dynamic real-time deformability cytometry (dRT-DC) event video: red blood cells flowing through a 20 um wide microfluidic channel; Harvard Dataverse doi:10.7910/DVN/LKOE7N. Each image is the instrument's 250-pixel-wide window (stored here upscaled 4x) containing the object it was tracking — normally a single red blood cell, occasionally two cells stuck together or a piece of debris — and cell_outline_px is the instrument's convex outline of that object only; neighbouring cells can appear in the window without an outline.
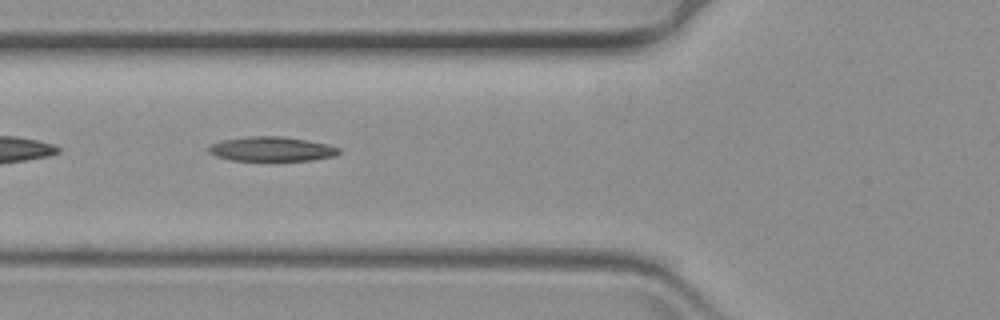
{"species": "common noctule bat (a hibernating species)", "species_latin": "Nyctalus noctula", "temperature_condition": "warm", "stored_images_in_passage": 43, "camera_frame_rate_fps": 3000, "um_per_image_px": 0.085, "animal": {"sex": "female", "body_mass_g": 19.3, "forearm_length_mm": 54.1}, "frame": {"image": 1, "passage_image": 5, "time_ms": 1.333, "image_size_px": [1000, 320], "cell_outline_px": [[340, 152], [336, 156], [312, 160], [232, 160], [216, 156], [208, 152], [208, 148], [212, 144], [224, 140], [248, 136], [280, 136], [304, 140], [324, 144], [340, 148]], "centroid_in_image_um": [23.08, 12.67], "position_along_channel_um": 102.7, "area_um2": 18.26}}
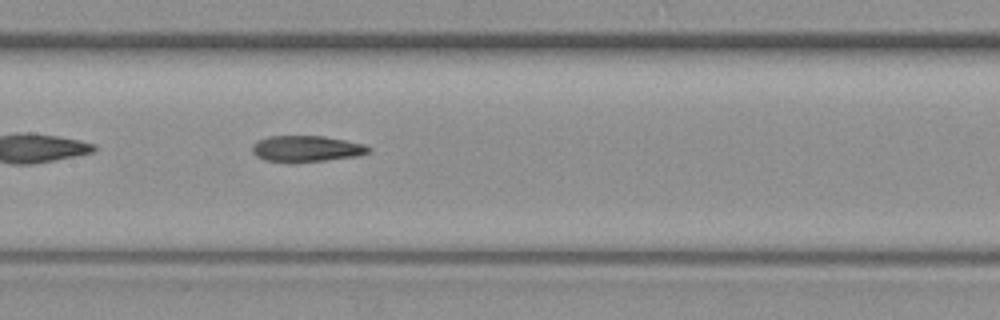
{"frame": {"image": 2, "passage_image": 12, "time_ms": 3.667, "image_size_px": [1000, 320], "cell_outline_px": [[372, 152], [356, 156], [296, 164], [288, 164], [264, 160], [256, 156], [252, 152], [252, 144], [256, 140], [268, 136], [324, 136], [364, 144], [372, 148]], "centroid_in_image_um": [26.0, 12.66], "position_along_channel_um": 181.4, "area_um2": 18.32}}
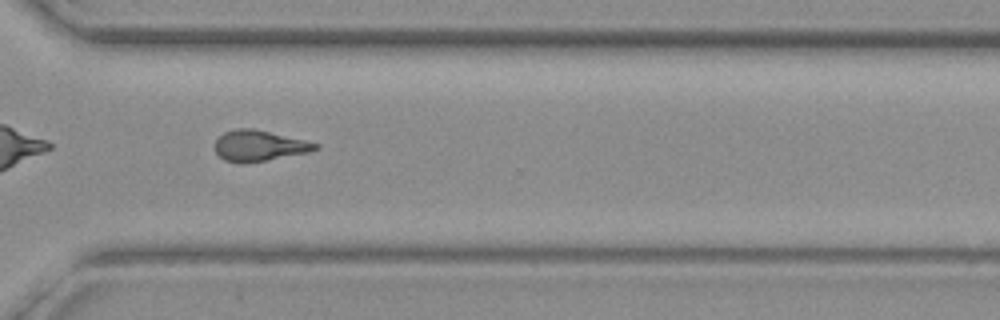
{"frame": {"image": 3, "passage_image": 27, "time_ms": 8.667, "image_size_px": [1000, 320], "cell_outline_px": [[320, 148], [308, 152], [244, 164], [240, 164], [224, 160], [216, 152], [216, 140], [224, 132], [236, 128], [252, 128], [304, 140], [320, 144]], "centroid_in_image_um": [22.01, 12.39], "position_along_channel_um": 348.6, "area_um2": 17.86}}